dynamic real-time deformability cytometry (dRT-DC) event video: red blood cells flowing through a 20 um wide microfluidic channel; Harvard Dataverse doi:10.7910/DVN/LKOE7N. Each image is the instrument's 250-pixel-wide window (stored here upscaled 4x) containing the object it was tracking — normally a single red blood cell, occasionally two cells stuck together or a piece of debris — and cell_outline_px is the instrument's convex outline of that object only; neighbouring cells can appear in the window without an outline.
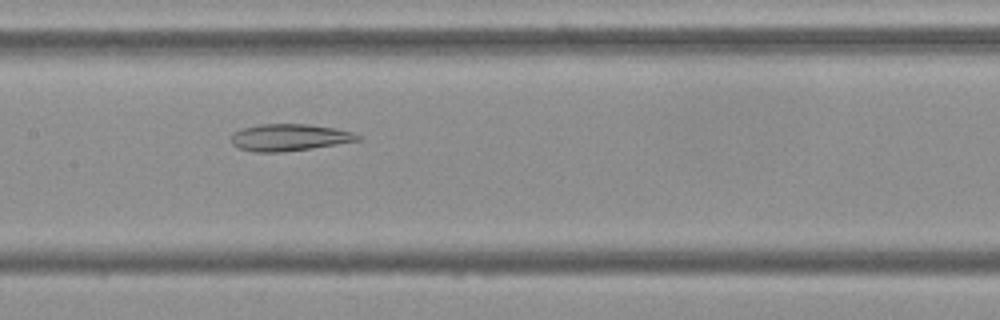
{"species": "Egyptian fruit bat (a non-hibernating species)", "species_latin": "Rousettus aegyptiacus", "temperature_condition": "cold", "stored_images_in_passage": 48, "camera_frame_rate_fps": 3000, "um_per_image_px": 0.085, "frame": {"image": 1, "passage_image": 25, "time_ms": 8.0, "image_size_px": [1000, 320], "cell_outline_px": [[360, 140], [308, 148], [280, 152], [256, 152], [240, 148], [232, 144], [232, 132], [240, 128], [260, 124], [308, 124], [332, 128], [352, 132], [360, 136]], "centroid_in_image_um": [24.52, 11.67], "position_along_channel_um": 182.9, "area_um2": 19.48}}
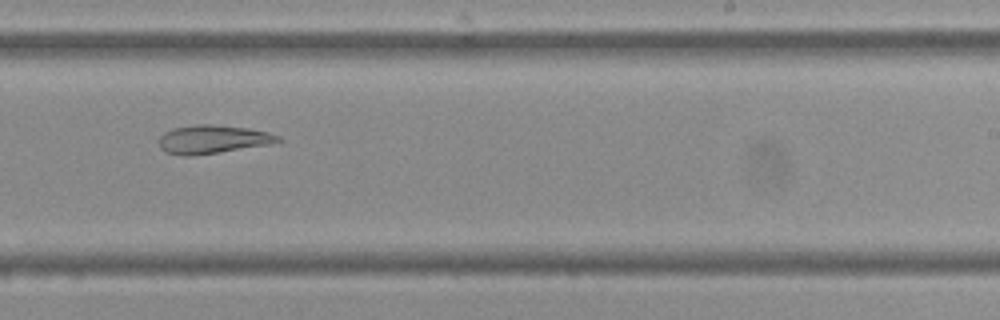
{"frame": {"image": 2, "passage_image": 32, "time_ms": 10.333, "image_size_px": [1000, 320], "cell_outline_px": [[284, 140], [268, 144], [216, 152], [188, 156], [184, 156], [168, 152], [160, 148], [160, 136], [164, 132], [172, 128], [196, 124], [212, 124], [248, 128], [268, 132], [280, 136]], "centroid_in_image_um": [18.07, 11.82], "position_along_channel_um": 270.9, "area_um2": 19.42}}
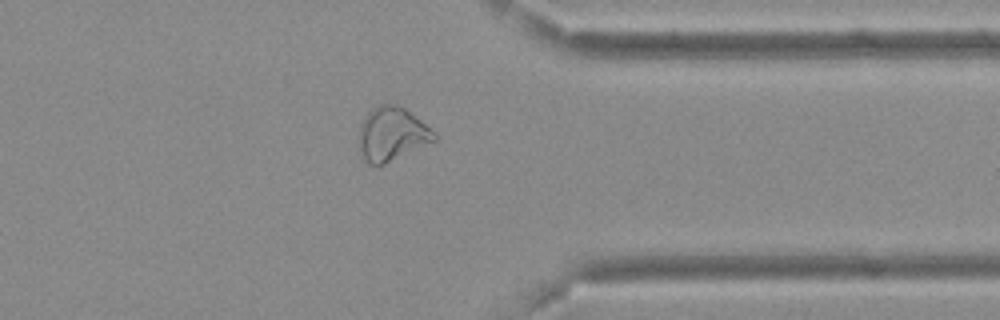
{"frame": {"image": 3, "passage_image": 41, "time_ms": 13.333, "image_size_px": [1000, 320], "cell_outline_px": [[436, 140], [384, 164], [368, 164], [364, 160], [360, 152], [360, 124], [368, 112], [372, 108], [380, 104], [396, 104], [404, 108], [436, 132]], "centroid_in_image_um": [33.3, 11.38], "position_along_channel_um": 378.1, "area_um2": 23.24}, "authors_computed_cell_mechanics": {"area_um2": 24.4494, "velocity_mm_per_s": 3.7959, "shape_relaxation_time_tau1_ms": null, "shape_relaxation_time_tau2_ms": 9.3867, "deformation_change_tau1": null, "deformation_change_tau2": 0.1974}}